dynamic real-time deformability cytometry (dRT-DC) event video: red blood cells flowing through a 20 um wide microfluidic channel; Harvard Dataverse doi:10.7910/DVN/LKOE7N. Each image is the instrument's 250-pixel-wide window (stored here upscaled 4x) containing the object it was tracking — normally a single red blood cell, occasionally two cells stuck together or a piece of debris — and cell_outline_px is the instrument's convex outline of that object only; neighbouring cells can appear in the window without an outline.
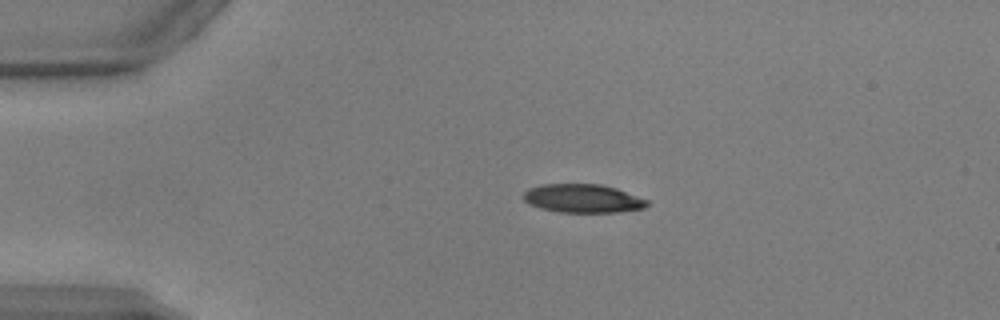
{"species": "common noctule bat (a hibernating species)", "species_latin": "Nyctalus noctula", "temperature_condition": "warm", "stored_images_in_passage": 51, "camera_frame_rate_fps": 3000, "um_per_image_px": 0.085, "animal": {"sex": "male", "body_mass_g": 17.9, "forearm_length_mm": 54.2}, "frame": {"image": 1, "passage_image": 11, "time_ms": 3.333, "image_size_px": [1000, 320], "cell_outline_px": [[648, 204], [644, 208], [616, 212], [560, 212], [540, 208], [528, 204], [520, 196], [528, 188], [540, 184], [600, 184], [616, 188], [648, 200]], "centroid_in_image_um": [49.48, 16.86], "position_along_channel_um": 35.5, "area_um2": 20.63}}
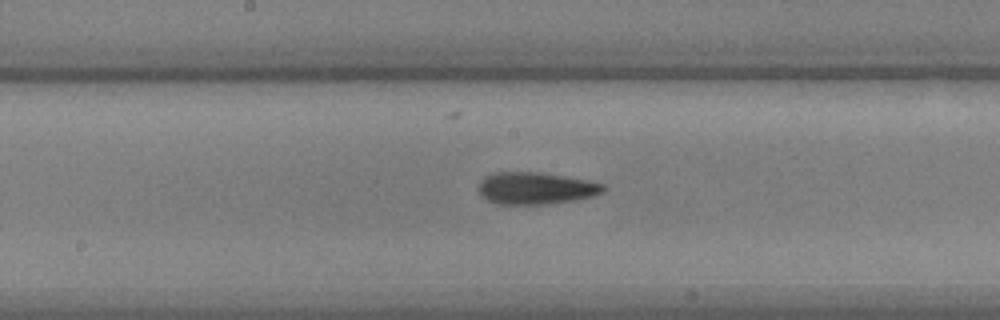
{"frame": {"image": 2, "passage_image": 27, "time_ms": 8.667, "image_size_px": [1000, 320], "cell_outline_px": [[608, 188], [604, 192], [592, 196], [572, 200], [544, 204], [496, 204], [480, 196], [476, 188], [480, 180], [484, 176], [492, 172], [540, 172], [588, 180], [604, 184]], "centroid_in_image_um": [45.49, 15.99], "position_along_channel_um": 202.7, "area_um2": 23.58}}
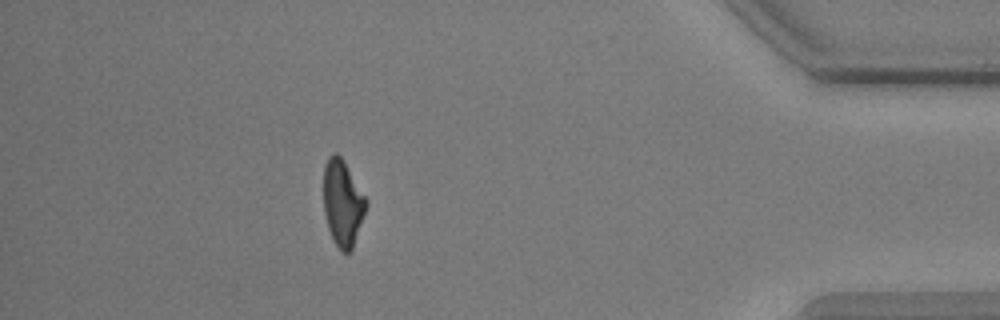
{"frame": {"image": 3, "passage_image": 46, "time_ms": 15.0, "image_size_px": [1000, 320], "cell_outline_px": [[368, 204], [352, 248], [348, 252], [340, 252], [332, 240], [328, 228], [324, 212], [324, 164], [328, 156], [332, 152], [336, 152], [344, 160], [368, 200]], "centroid_in_image_um": [29.12, 17.23], "position_along_channel_um": 406.1, "area_um2": 21.56}, "authors_computed_cell_mechanics": {"area_um2": 22.3686, "velocity_mm_per_s": 3.916, "shape_relaxation_time_tau1_ms": 8.0564, "shape_relaxation_time_tau2_ms": 2.9495, "deformation_change_tau1": 0.226, "deformation_change_tau2": 0.1117}}